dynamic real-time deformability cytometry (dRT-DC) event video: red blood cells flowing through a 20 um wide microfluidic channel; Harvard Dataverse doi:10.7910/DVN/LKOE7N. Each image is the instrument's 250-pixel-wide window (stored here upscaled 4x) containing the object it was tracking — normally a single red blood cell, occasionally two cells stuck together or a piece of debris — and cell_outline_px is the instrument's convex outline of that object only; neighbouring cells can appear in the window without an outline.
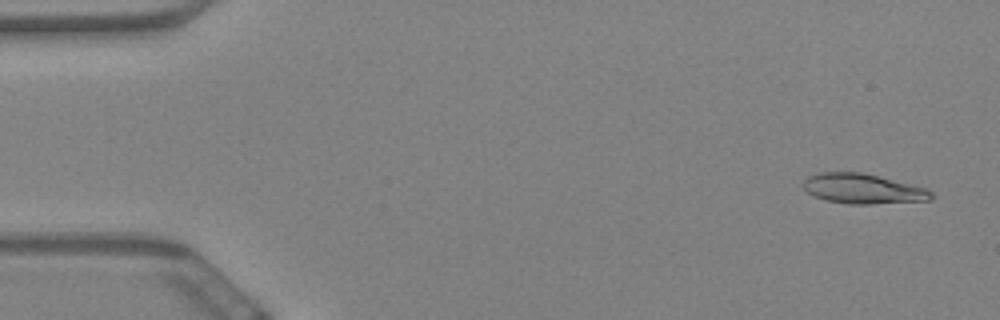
{"species": "Egyptian fruit bat (a non-hibernating species)", "species_latin": "Rousettus aegyptiacus", "temperature_condition": "warm", "stored_images_in_passage": 60, "camera_frame_rate_fps": 3000, "um_per_image_px": 0.085, "animal": {"sex": "female"}, "frame": {"image": 1, "passage_image": 3, "time_ms": 0.667, "image_size_px": [1000, 320], "cell_outline_px": [[932, 200], [872, 204], [848, 204], [824, 200], [812, 196], [804, 188], [804, 180], [808, 176], [820, 172], [860, 172], [924, 188], [932, 192]], "centroid_in_image_um": [73.29, 16.06], "position_along_channel_um": 11.7, "area_um2": 22.08}}
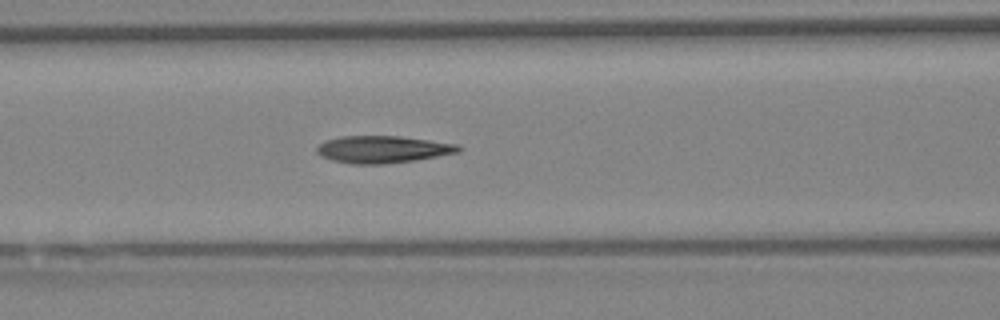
{"frame": {"image": 2, "passage_image": 25, "time_ms": 8.0, "image_size_px": [1000, 320], "cell_outline_px": [[460, 152], [416, 160], [384, 164], [352, 164], [332, 160], [320, 156], [316, 152], [316, 148], [324, 140], [340, 136], [400, 136], [456, 144], [460, 148]], "centroid_in_image_um": [32.48, 12.7], "position_along_channel_um": 134.1, "area_um2": 22.43}}
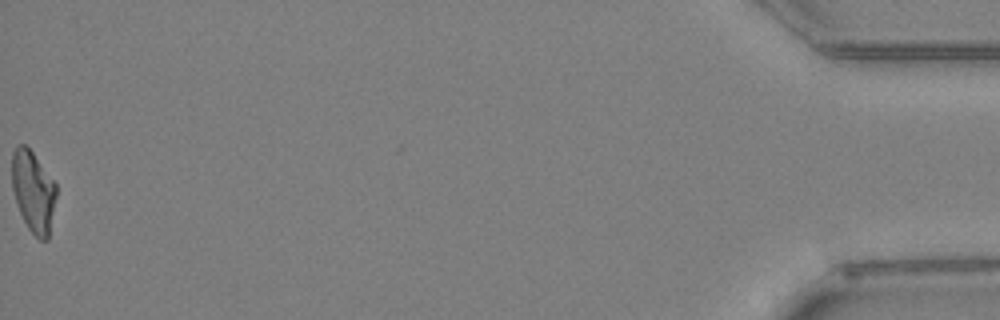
{"frame": {"image": 3, "passage_image": 60, "time_ms": 19.667, "image_size_px": [1000, 320], "cell_outline_px": [[56, 196], [48, 240], [40, 240], [28, 228], [20, 212], [12, 188], [12, 152], [16, 144], [24, 144], [32, 152], [56, 184]], "centroid_in_image_um": [2.82, 16.26], "position_along_channel_um": 432.4, "area_um2": 20.75}, "authors_computed_cell_mechanics": {"area_um2": 22.1085, "velocity_mm_per_s": 3.4334, "shape_relaxation_time_tau1_ms": null, "shape_relaxation_time_tau2_ms": 4.3702, "deformation_change_tau1": null, "deformation_change_tau2": 0.1468}}